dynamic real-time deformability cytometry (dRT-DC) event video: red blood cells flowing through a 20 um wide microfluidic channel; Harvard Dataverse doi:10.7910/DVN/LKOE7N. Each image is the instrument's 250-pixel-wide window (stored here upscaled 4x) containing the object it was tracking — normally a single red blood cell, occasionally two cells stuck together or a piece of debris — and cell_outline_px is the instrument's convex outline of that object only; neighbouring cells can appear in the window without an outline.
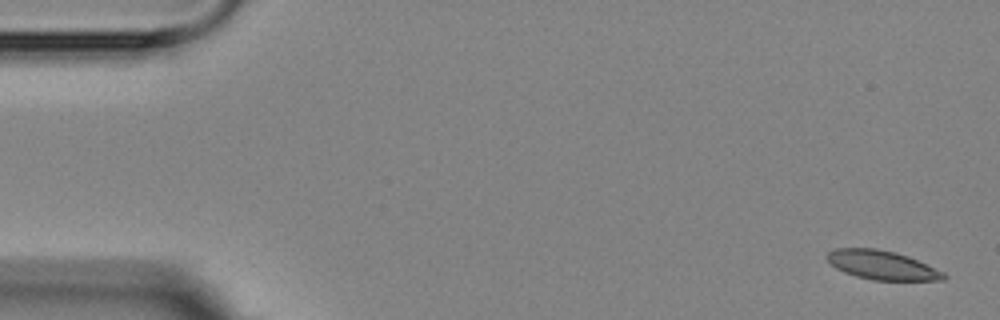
{"species": "Egyptian fruit bat (a non-hibernating species)", "species_latin": "Rousettus aegyptiacus", "temperature_condition": "room temperature", "stored_images_in_passage": 4, "camera_frame_rate_fps": 3000, "um_per_image_px": 0.085, "animal": {"sex": "female"}, "frame": {"image": 1, "passage_image": 1, "time_ms": 0.0, "image_size_px": [1000, 320], "cell_outline_px": [[948, 276], [944, 280], [872, 280], [856, 276], [844, 272], [836, 268], [824, 256], [828, 252], [836, 248], [876, 248], [896, 252], [908, 256], [944, 272]], "centroid_in_image_um": [74.96, 22.53], "position_along_channel_um": 10.0, "area_um2": 19.71}}